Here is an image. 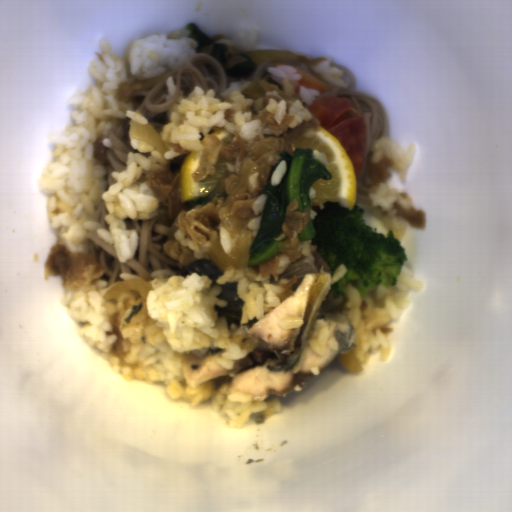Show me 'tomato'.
<instances>
[{"label": "tomato", "instance_id": "512abeb7", "mask_svg": "<svg viewBox=\"0 0 512 512\" xmlns=\"http://www.w3.org/2000/svg\"><path fill=\"white\" fill-rule=\"evenodd\" d=\"M308 111L341 144L350 159L355 179L360 176L367 154V125L357 108L346 98L319 96Z\"/></svg>", "mask_w": 512, "mask_h": 512}]
</instances>
